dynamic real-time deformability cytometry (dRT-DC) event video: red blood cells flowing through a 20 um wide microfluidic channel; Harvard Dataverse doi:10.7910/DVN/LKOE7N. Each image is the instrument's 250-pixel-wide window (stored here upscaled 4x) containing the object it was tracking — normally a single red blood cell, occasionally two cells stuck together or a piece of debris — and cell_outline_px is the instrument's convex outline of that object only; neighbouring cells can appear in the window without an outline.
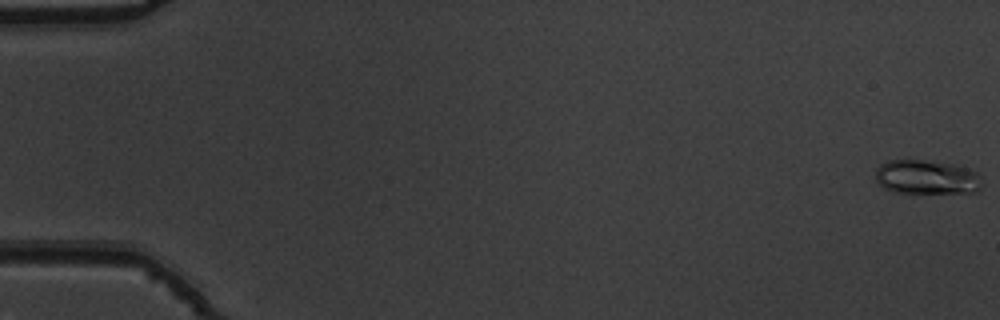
{"species": "common noctule bat (a hibernating species)", "species_latin": "Nyctalus noctula", "temperature_condition": "warm", "stored_images_in_passage": 55, "camera_frame_rate_fps": 3000, "um_per_image_px": 0.085, "animal": {"sex": "male", "body_mass_g": 19.5, "forearm_length_mm": 54.6}, "frame": {"image": 1, "passage_image": 1, "time_ms": 0.0, "image_size_px": [1000, 320], "cell_outline_px": [[984, 184], [980, 192], [896, 192], [884, 188], [876, 180], [876, 168], [880, 164], [888, 160], [908, 156], [956, 164], [968, 168], [976, 172], [980, 176]], "centroid_in_image_um": [78.78, 14.99], "position_along_channel_um": 6.2, "area_um2": 22.14}}
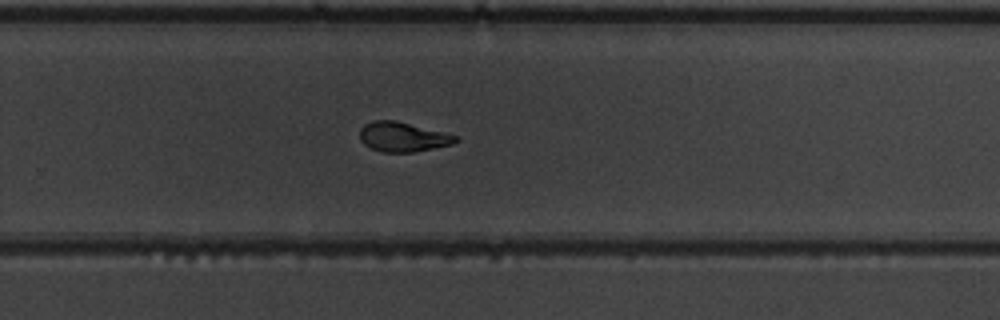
{"frame": {"image": 2, "passage_image": 37, "time_ms": 12.0, "image_size_px": [1000, 320], "cell_outline_px": [[460, 140], [452, 144], [416, 152], [380, 152], [364, 144], [360, 140], [360, 128], [364, 124], [372, 120], [396, 120], [460, 136]], "centroid_in_image_um": [34.25, 11.63], "position_along_channel_um": 295.5, "area_um2": 16.76}}
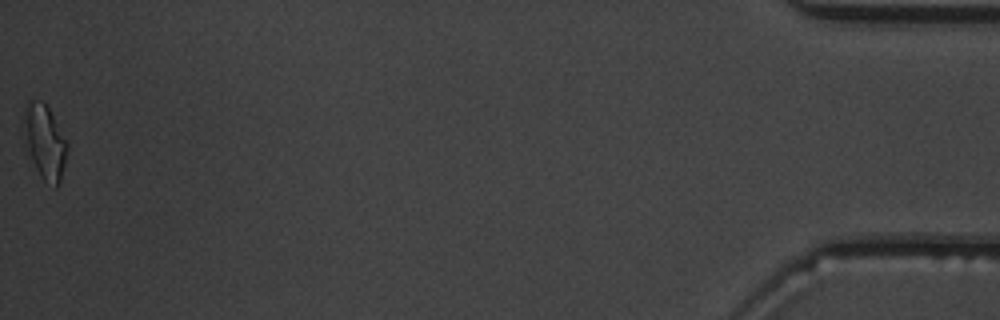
{"frame": {"image": 3, "passage_image": 55, "time_ms": 18.0, "image_size_px": [1000, 320], "cell_outline_px": [[68, 148], [60, 180], [56, 188], [52, 188], [40, 176], [36, 168], [28, 148], [24, 112], [24, 108], [28, 100], [40, 100], [48, 108], [68, 144]], "centroid_in_image_um": [3.84, 12.08], "position_along_channel_um": 431.4, "area_um2": 17.98}, "authors_computed_cell_mechanics": {"area_um2": 16.9932, "velocity_mm_per_s": 3.8163, "shape_relaxation_time_tau1_ms": 5.6782, "shape_relaxation_time_tau2_ms": 2.2957, "deformation_change_tau1": 0.1956, "deformation_change_tau2": 0.0849}}